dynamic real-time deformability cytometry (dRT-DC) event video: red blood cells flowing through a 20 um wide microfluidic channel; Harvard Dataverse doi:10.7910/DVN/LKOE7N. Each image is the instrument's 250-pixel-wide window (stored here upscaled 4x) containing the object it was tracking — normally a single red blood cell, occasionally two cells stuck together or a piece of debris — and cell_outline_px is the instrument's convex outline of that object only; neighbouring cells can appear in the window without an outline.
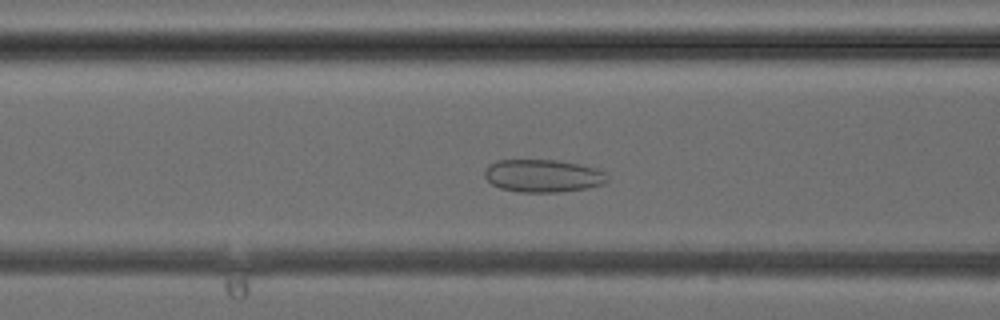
{"species": "common noctule bat (a hibernating species)", "species_latin": "Nyctalus noctula", "temperature_condition": "cold", "stored_images_in_passage": 36, "camera_frame_rate_fps": 3000, "um_per_image_px": 0.085, "animal": {"sex": "female", "body_mass_g": 24.6, "forearm_length_mm": 56.2}, "frame": {"image": 1, "passage_image": 13, "time_ms": 4.0, "image_size_px": [1000, 320], "cell_outline_px": [[608, 180], [604, 184], [588, 188], [560, 192], [520, 192], [500, 188], [492, 184], [484, 176], [484, 168], [488, 164], [496, 160], [556, 160], [580, 164], [596, 168], [604, 172]], "centroid_in_image_um": [46.13, 14.94], "position_along_channel_um": 120.5, "area_um2": 23.58}}
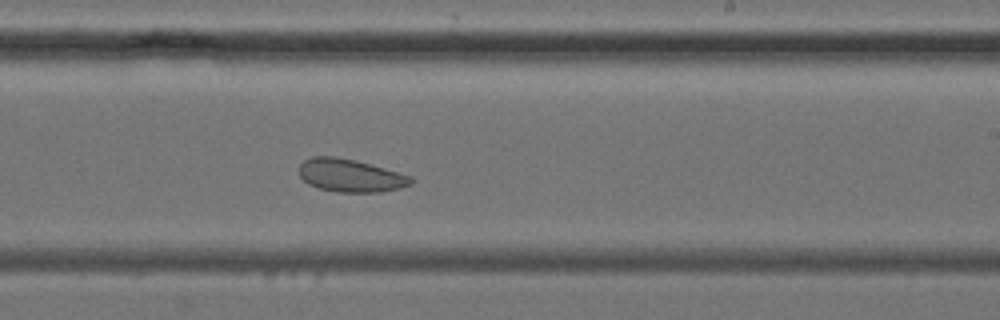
{"frame": {"image": 2, "passage_image": 21, "time_ms": 6.667, "image_size_px": [1000, 320], "cell_outline_px": [[416, 180], [412, 184], [400, 188], [380, 192], [336, 192], [316, 188], [308, 184], [300, 176], [300, 164], [304, 160], [312, 156], [336, 156], [356, 160], [412, 176]], "centroid_in_image_um": [29.8, 14.92], "position_along_channel_um": 259.2, "area_um2": 21.68}}
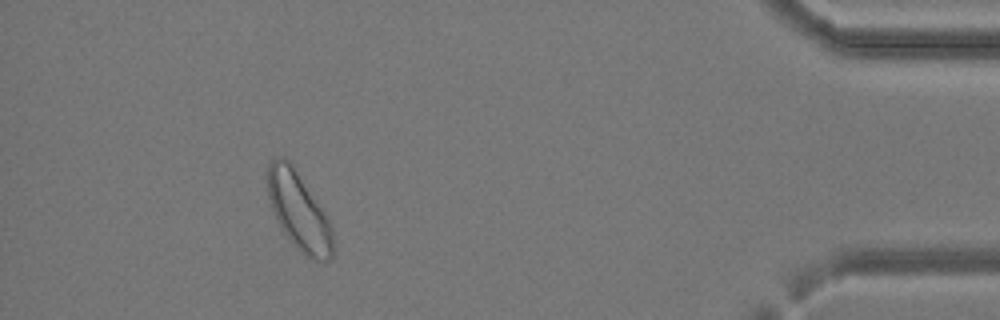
{"frame": {"image": 3, "passage_image": 33, "time_ms": 10.667, "image_size_px": [1000, 320], "cell_outline_px": [[336, 252], [328, 260], [312, 260], [304, 256], [288, 240], [276, 220], [268, 196], [264, 176], [268, 164], [276, 156], [284, 156], [292, 164], [324, 212], [332, 228]], "centroid_in_image_um": [25.37, 17.96], "position_along_channel_um": 409.8, "area_um2": 30.23}}